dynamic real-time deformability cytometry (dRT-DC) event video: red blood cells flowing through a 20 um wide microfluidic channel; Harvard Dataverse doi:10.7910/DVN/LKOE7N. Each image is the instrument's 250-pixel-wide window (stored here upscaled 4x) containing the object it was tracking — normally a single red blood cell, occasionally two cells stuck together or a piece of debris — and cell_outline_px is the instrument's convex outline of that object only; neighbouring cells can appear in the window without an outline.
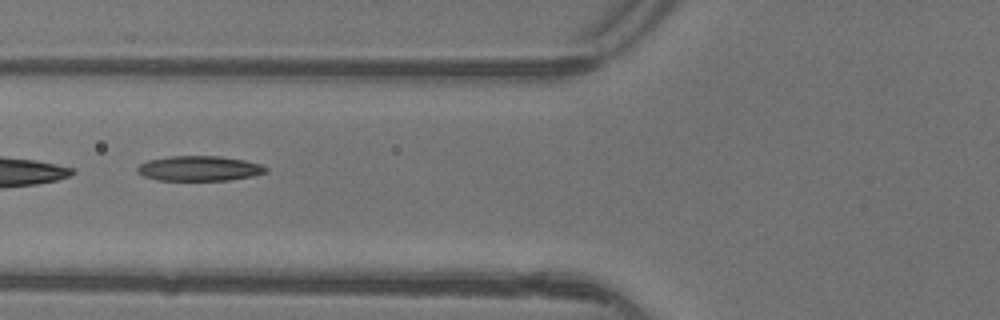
{"species": "common noctule bat (a hibernating species)", "species_latin": "Nyctalus noctula", "temperature_condition": "warm", "stored_images_in_passage": 4, "camera_frame_rate_fps": 3000, "um_per_image_px": 0.085, "animal": {"sex": "female"}, "frame": {"image": 1, "passage_image": 3, "time_ms": 0.667, "image_size_px": [1000, 320], "cell_outline_px": [[268, 168], [264, 172], [252, 176], [228, 180], [156, 180], [144, 176], [136, 172], [136, 168], [140, 164], [148, 160], [168, 156], [220, 156], [244, 160], [260, 164]], "centroid_in_image_um": [16.89, 14.31], "position_along_channel_um": 108.9, "area_um2": 18.67}}
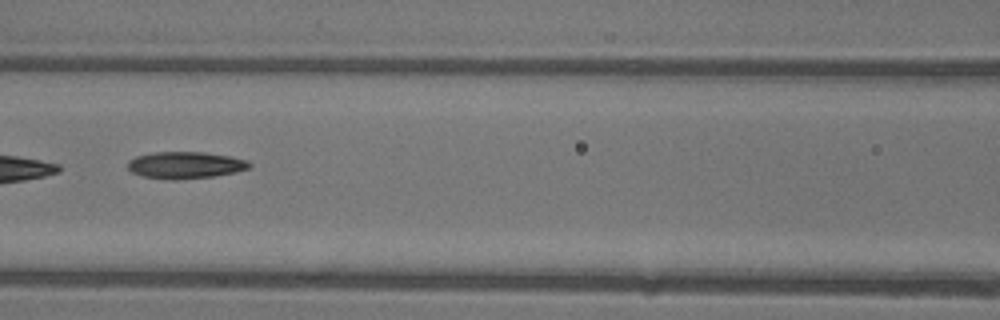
{"frame": {"image": 2, "passage_image": 4, "time_ms": 1.0, "image_size_px": [1000, 320], "cell_outline_px": [[252, 164], [248, 168], [236, 172], [212, 176], [176, 180], [172, 180], [144, 176], [132, 172], [128, 168], [128, 160], [136, 156], [152, 152], [204, 152], [228, 156], [248, 160]], "centroid_in_image_um": [15.74, 14.03], "position_along_channel_um": 150.9, "area_um2": 18.96}}